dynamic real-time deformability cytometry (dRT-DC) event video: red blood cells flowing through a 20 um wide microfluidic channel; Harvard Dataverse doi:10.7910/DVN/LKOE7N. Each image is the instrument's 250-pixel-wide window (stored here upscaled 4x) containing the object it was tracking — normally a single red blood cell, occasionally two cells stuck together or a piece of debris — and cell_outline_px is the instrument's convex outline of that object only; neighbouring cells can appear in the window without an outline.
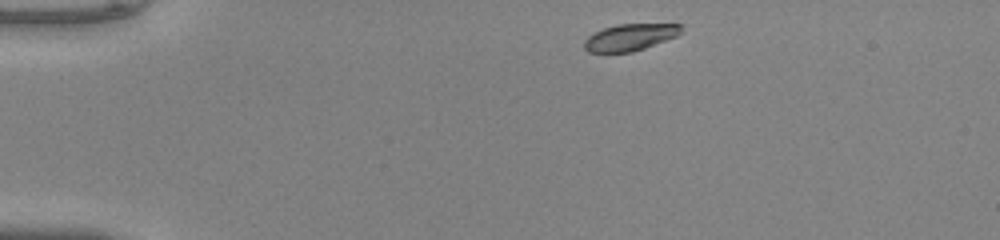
{"species": "common noctule bat (a hibernating species)", "species_latin": "Nyctalus noctula", "temperature_condition": "warm", "stored_images_in_passage": 42, "camera_frame_rate_fps": 3000, "um_per_image_px": 0.085, "animal": {"sex": "male", "body_mass_g": 20.0, "forearm_length_mm": 53.3}, "frame": {"image": 1, "passage_image": 1, "time_ms": 0.0, "image_size_px": [1000, 240], "cell_outline_px": [[684, 24], [680, 32], [676, 36], [644, 48], [632, 52], [588, 52], [584, 48], [584, 40], [588, 36], [604, 28], [616, 24]], "centroid_in_image_um": [53.54, 3.16], "position_along_channel_um": 31.5, "area_um2": 14.97}}
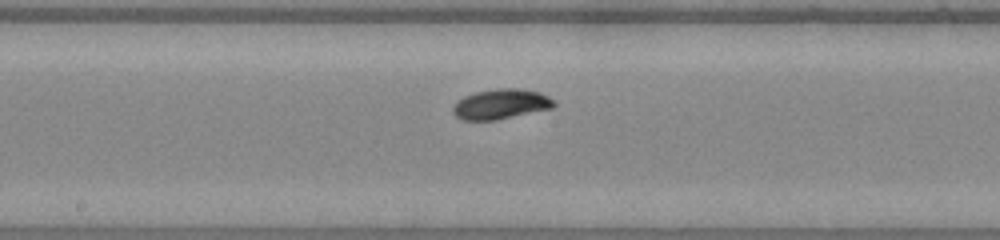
{"frame": {"image": 2, "passage_image": 19, "time_ms": 6.0, "image_size_px": [1000, 240], "cell_outline_px": [[556, 104], [552, 108], [496, 120], [460, 120], [452, 112], [452, 108], [456, 100], [464, 96], [476, 92], [496, 88], [516, 88], [540, 92], [548, 96]], "centroid_in_image_um": [42.53, 8.85], "position_along_channel_um": 205.7, "area_um2": 17.74}}
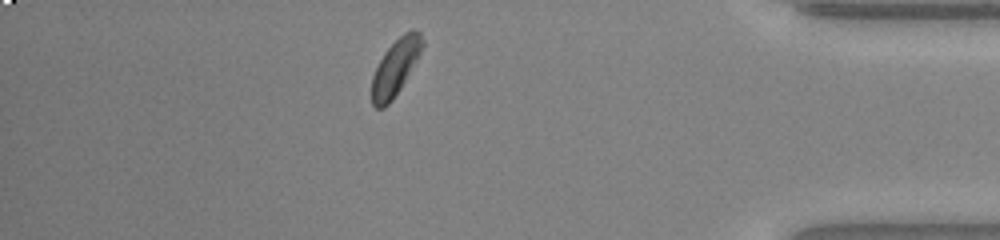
{"frame": {"image": 3, "passage_image": 36, "time_ms": 11.667, "image_size_px": [1000, 240], "cell_outline_px": [[424, 44], [416, 60], [400, 88], [392, 100], [384, 108], [376, 108], [372, 104], [372, 76], [384, 52], [404, 32], [412, 28], [420, 32], [424, 40]], "centroid_in_image_um": [33.61, 5.71], "position_along_channel_um": 401.6, "area_um2": 16.18}, "authors_computed_cell_mechanics": {"area_um2": 16.6464, "velocity_mm_per_s": 4.0491, "shape_relaxation_time_tau1_ms": 2.216, "shape_relaxation_time_tau2_ms": null, "deformation_change_tau1": 0.1154, "deformation_change_tau2": null}}